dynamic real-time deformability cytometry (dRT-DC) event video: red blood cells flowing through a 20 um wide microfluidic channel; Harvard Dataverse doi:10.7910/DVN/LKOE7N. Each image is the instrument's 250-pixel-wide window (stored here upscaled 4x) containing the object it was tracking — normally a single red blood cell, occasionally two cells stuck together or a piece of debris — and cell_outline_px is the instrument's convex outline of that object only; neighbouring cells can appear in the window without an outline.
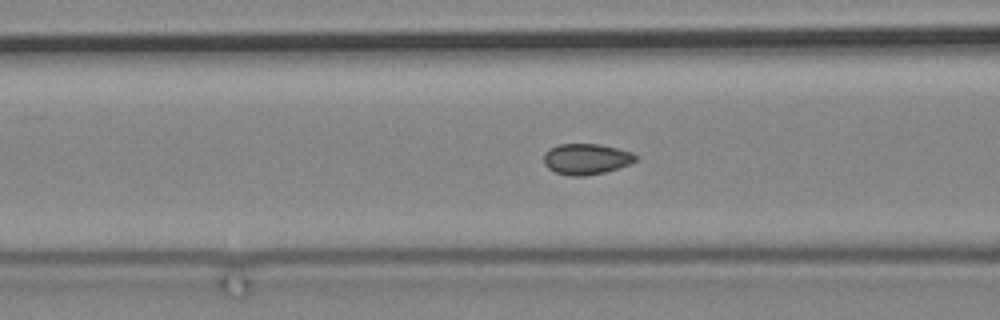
{"species": "common noctule bat (a hibernating species)", "species_latin": "Nyctalus noctula", "temperature_condition": "cold", "stored_images_in_passage": 52, "camera_frame_rate_fps": 3000, "um_per_image_px": 0.085, "animal": {"sex": "male", "body_mass_g": 19.2, "forearm_length_mm": 51.8}, "frame": {"image": 1, "passage_image": 14, "time_ms": 4.333, "image_size_px": [1000, 320], "cell_outline_px": [[636, 160], [620, 168], [604, 172], [584, 176], [572, 176], [556, 172], [548, 168], [544, 164], [544, 152], [560, 144], [600, 144], [632, 152], [636, 156]], "centroid_in_image_um": [49.83, 13.52], "position_along_channel_um": 116.8, "area_um2": 16.36}}
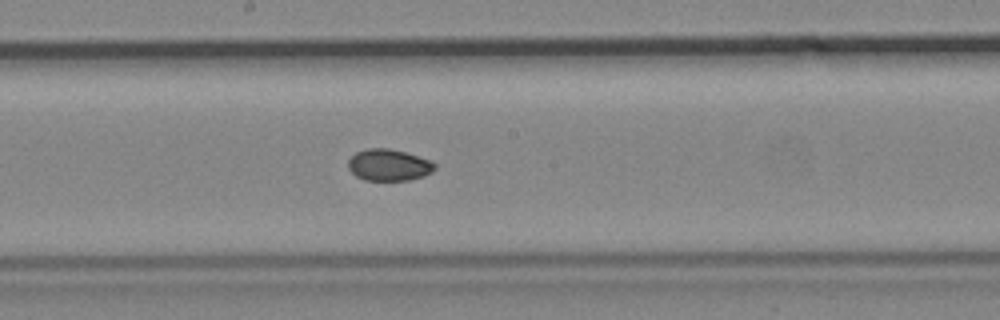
{"frame": {"image": 2, "passage_image": 23, "time_ms": 7.333, "image_size_px": [1000, 320], "cell_outline_px": [[436, 168], [432, 172], [424, 176], [408, 180], [364, 180], [356, 176], [348, 168], [348, 160], [356, 152], [368, 148], [388, 148], [404, 152], [432, 160], [436, 164]], "centroid_in_image_um": [33.06, 14.02], "position_along_channel_um": 215.1, "area_um2": 16.01}}
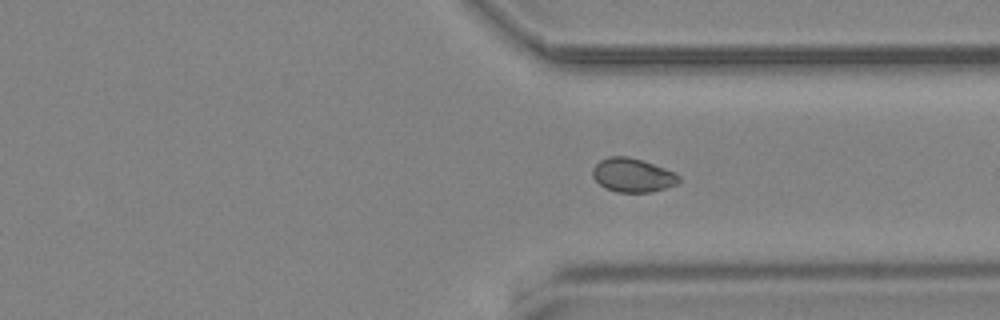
{"frame": {"image": 3, "passage_image": 36, "time_ms": 11.667, "image_size_px": [1000, 320], "cell_outline_px": [[680, 180], [676, 184], [652, 192], [616, 192], [604, 188], [592, 176], [592, 168], [600, 160], [608, 156], [628, 156], [676, 172], [680, 176]], "centroid_in_image_um": [53.75, 14.89], "position_along_channel_um": 357.6, "area_um2": 16.99}}